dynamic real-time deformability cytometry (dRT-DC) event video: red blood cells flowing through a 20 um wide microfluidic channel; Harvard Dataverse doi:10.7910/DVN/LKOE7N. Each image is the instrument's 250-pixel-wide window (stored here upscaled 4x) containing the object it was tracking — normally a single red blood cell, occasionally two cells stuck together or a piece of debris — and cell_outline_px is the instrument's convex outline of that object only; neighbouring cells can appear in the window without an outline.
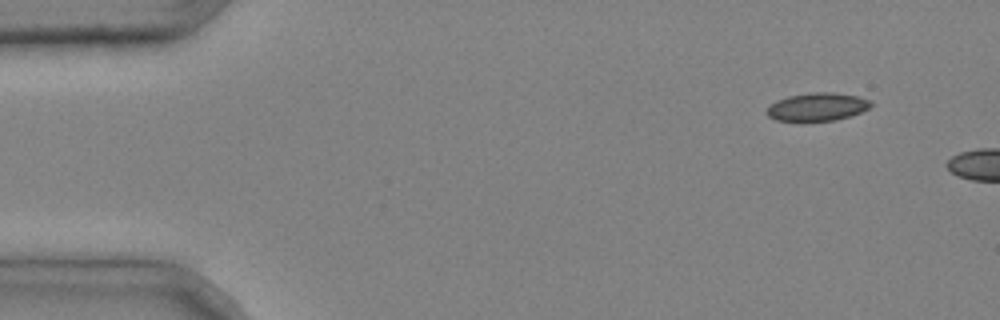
{"species": "common noctule bat (a hibernating species)", "species_latin": "Nyctalus noctula", "temperature_condition": "cold", "stored_images_in_passage": 2, "camera_frame_rate_fps": 3000, "um_per_image_px": 0.085, "animal": {"sex": "male", "body_mass_g": 20.4}, "frame": {"image": 1, "passage_image": 1, "time_ms": 0.0, "image_size_px": [1000, 320], "cell_outline_px": [[872, 104], [868, 108], [860, 112], [848, 116], [832, 120], [776, 120], [768, 116], [764, 112], [776, 100], [788, 96], [816, 92], [832, 92], [856, 96], [868, 100]], "centroid_in_image_um": [69.43, 9.07], "position_along_channel_um": 15.6, "area_um2": 16.53}}